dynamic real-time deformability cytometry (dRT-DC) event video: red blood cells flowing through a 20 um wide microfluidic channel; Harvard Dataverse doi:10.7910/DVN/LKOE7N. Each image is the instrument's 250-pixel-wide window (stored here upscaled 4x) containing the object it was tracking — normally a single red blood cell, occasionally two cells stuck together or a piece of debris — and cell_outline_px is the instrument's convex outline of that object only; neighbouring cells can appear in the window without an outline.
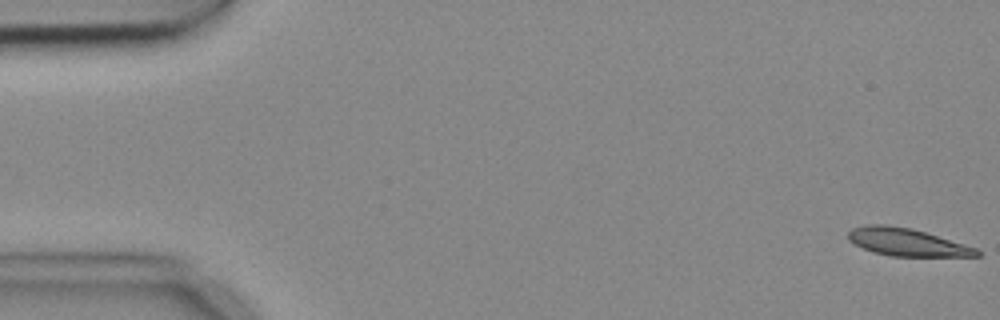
{"species": "common noctule bat (a hibernating species)", "species_latin": "Nyctalus noctula", "temperature_condition": "cold", "stored_images_in_passage": 6, "camera_frame_rate_fps": 3000, "um_per_image_px": 0.085, "animal": {"sex": "female", "body_mass_g": 18.4}, "frame": {"image": 1, "passage_image": 1, "time_ms": 0.0, "image_size_px": [1000, 320], "cell_outline_px": [[980, 256], [892, 256], [872, 252], [848, 240], [848, 232], [852, 228], [868, 224], [888, 224], [912, 228], [976, 248], [980, 252]], "centroid_in_image_um": [77.04, 20.57], "position_along_channel_um": 8.0, "area_um2": 20.52}}